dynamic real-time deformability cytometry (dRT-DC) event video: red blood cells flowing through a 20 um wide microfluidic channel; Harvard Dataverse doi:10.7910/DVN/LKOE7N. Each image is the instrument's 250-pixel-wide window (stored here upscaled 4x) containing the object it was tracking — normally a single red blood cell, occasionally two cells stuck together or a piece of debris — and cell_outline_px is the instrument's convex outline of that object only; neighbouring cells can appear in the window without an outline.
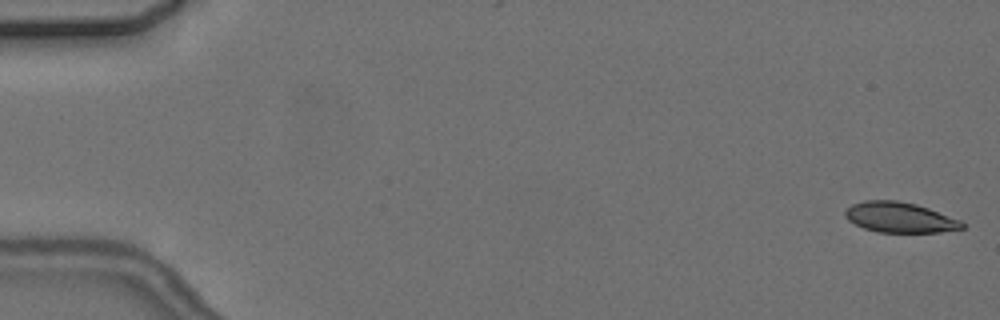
{"species": "common noctule bat (a hibernating species)", "species_latin": "Nyctalus noctula", "temperature_condition": "cold", "stored_images_in_passage": 7, "camera_frame_rate_fps": 3000, "um_per_image_px": 0.085, "animal": {"sex": "female", "body_mass_g": 24.6, "forearm_length_mm": 56.2}, "frame": {"image": 1, "passage_image": 1, "time_ms": 0.0, "image_size_px": [1000, 320], "cell_outline_px": [[964, 228], [940, 232], [876, 232], [864, 228], [848, 220], [844, 216], [844, 212], [852, 204], [864, 200], [896, 200], [916, 204], [928, 208], [960, 220], [964, 224]], "centroid_in_image_um": [76.46, 18.47], "position_along_channel_um": 8.5, "area_um2": 20.58}}
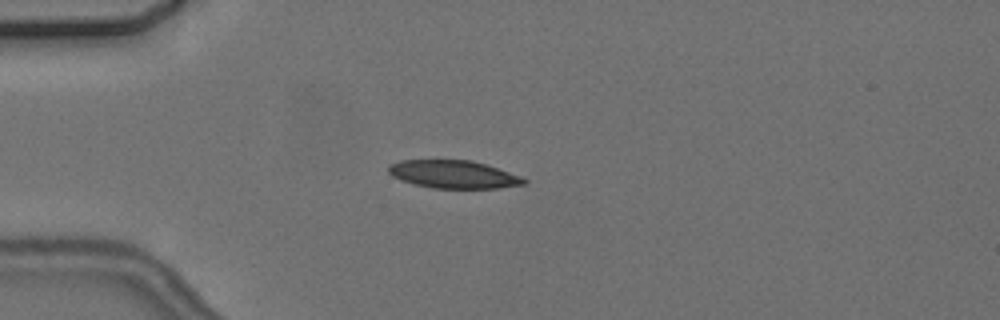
{"frame": {"image": 2, "passage_image": 5, "time_ms": 4.667, "image_size_px": [1000, 320], "cell_outline_px": [[528, 180], [524, 184], [500, 188], [432, 188], [400, 180], [392, 176], [388, 172], [388, 164], [400, 160], [472, 160], [520, 176]], "centroid_in_image_um": [38.5, 14.82], "position_along_channel_um": 46.5, "area_um2": 21.91}}
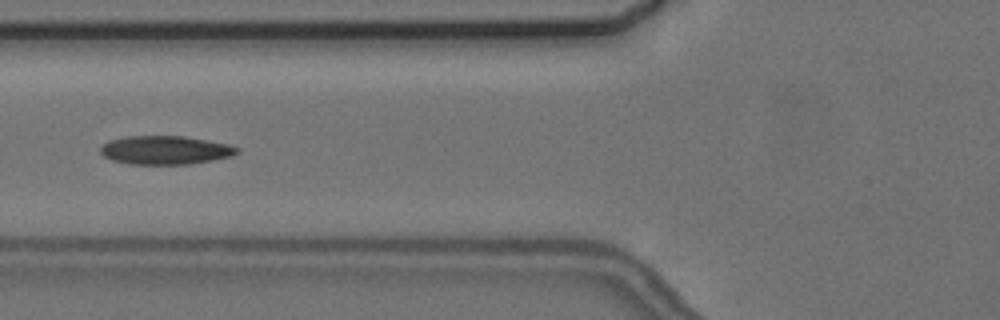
{"frame": {"image": 3, "passage_image": 7, "time_ms": 7.0, "image_size_px": [1000, 320], "cell_outline_px": [[240, 152], [232, 156], [212, 160], [188, 164], [128, 164], [112, 160], [104, 156], [100, 152], [100, 148], [108, 140], [124, 136], [184, 136], [228, 144], [240, 148]], "centroid_in_image_um": [14.04, 12.75], "position_along_channel_um": 111.8, "area_um2": 22.83}}